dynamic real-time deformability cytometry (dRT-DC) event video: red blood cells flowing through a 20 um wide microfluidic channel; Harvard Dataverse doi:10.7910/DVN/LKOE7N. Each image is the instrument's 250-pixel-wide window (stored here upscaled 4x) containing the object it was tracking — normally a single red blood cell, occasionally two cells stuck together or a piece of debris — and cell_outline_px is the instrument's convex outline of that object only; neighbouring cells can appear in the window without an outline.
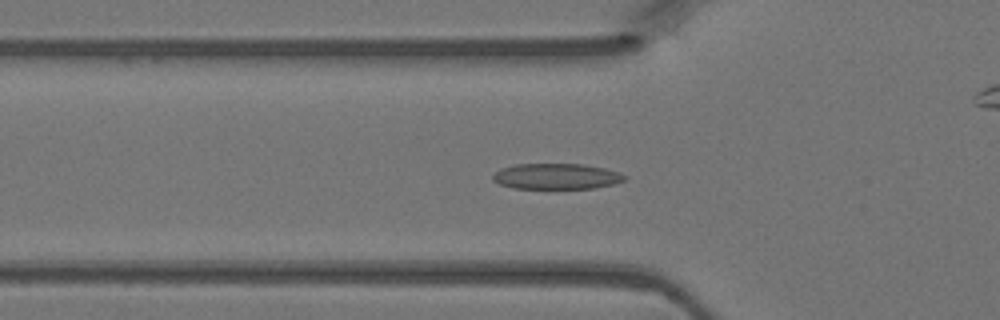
{"species": "Egyptian fruit bat (a non-hibernating species)", "species_latin": "Rousettus aegyptiacus", "temperature_condition": "warm", "stored_images_in_passage": 39, "camera_frame_rate_fps": 3000, "um_per_image_px": 0.085, "animal": {"sex": "female"}, "frame": {"image": 1, "passage_image": 7, "time_ms": 2.0, "image_size_px": [1000, 320], "cell_outline_px": [[628, 176], [624, 180], [616, 184], [596, 188], [512, 188], [500, 184], [492, 180], [492, 172], [500, 168], [516, 164], [584, 164], [604, 168], [620, 172]], "centroid_in_image_um": [47.29, 14.98], "position_along_channel_um": 78.5, "area_um2": 20.0}}
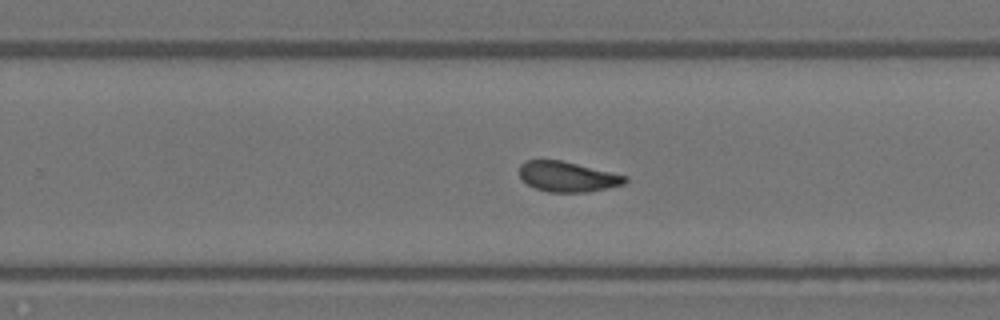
{"frame": {"image": 2, "passage_image": 21, "time_ms": 6.667, "image_size_px": [1000, 320], "cell_outline_px": [[628, 180], [624, 184], [608, 188], [588, 192], [548, 192], [536, 188], [528, 184], [520, 176], [520, 164], [524, 160], [560, 160], [628, 176]], "centroid_in_image_um": [48.25, 15.02], "position_along_channel_um": 281.5, "area_um2": 18.5}}
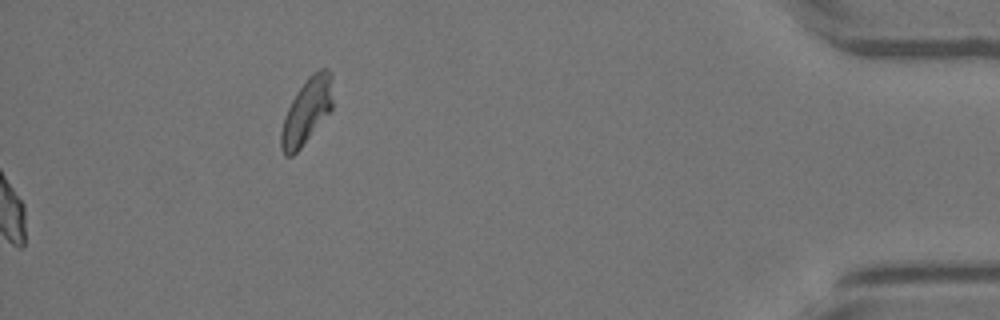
{"frame": {"image": 3, "passage_image": 39, "time_ms": 12.667, "image_size_px": [1000, 320], "cell_outline_px": [[332, 108], [300, 148], [292, 156], [284, 156], [280, 148], [280, 132], [288, 108], [296, 92], [308, 76], [312, 72], [320, 68], [328, 68], [332, 72]], "centroid_in_image_um": [26.07, 9.41], "position_along_channel_um": 409.1, "area_um2": 19.65}}